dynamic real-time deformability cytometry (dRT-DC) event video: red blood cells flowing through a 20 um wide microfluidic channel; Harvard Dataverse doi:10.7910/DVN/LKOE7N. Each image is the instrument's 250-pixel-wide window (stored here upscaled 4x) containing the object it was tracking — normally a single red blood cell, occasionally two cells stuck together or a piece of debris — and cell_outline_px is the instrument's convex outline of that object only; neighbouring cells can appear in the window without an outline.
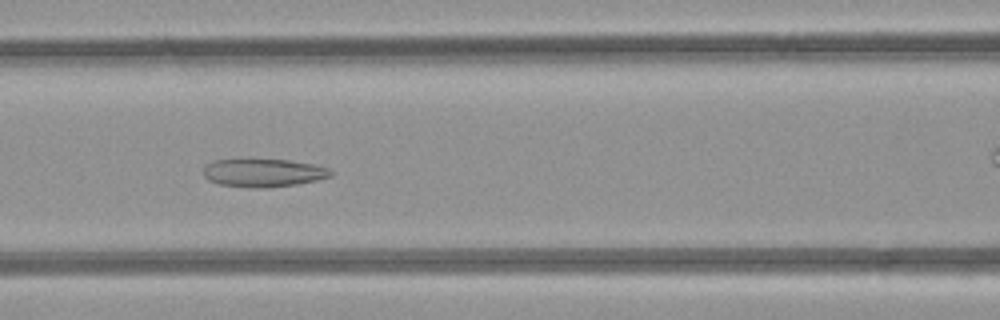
{"species": "common noctule bat (a hibernating species)", "species_latin": "Nyctalus noctula", "temperature_condition": "room temperature", "stored_images_in_passage": 8, "camera_frame_rate_fps": 3000, "um_per_image_px": 0.085, "animal": {"sex": "female", "body_mass_g": 21.9}, "frame": {"image": 1, "passage_image": 5, "time_ms": 4.333, "image_size_px": [1000, 320], "cell_outline_px": [[332, 176], [316, 180], [296, 184], [268, 188], [248, 188], [220, 184], [208, 180], [204, 176], [204, 168], [212, 160], [240, 156], [288, 160], [316, 164], [328, 168], [332, 172]], "centroid_in_image_um": [22.33, 14.64], "position_along_channel_um": 144.3, "area_um2": 21.91}}